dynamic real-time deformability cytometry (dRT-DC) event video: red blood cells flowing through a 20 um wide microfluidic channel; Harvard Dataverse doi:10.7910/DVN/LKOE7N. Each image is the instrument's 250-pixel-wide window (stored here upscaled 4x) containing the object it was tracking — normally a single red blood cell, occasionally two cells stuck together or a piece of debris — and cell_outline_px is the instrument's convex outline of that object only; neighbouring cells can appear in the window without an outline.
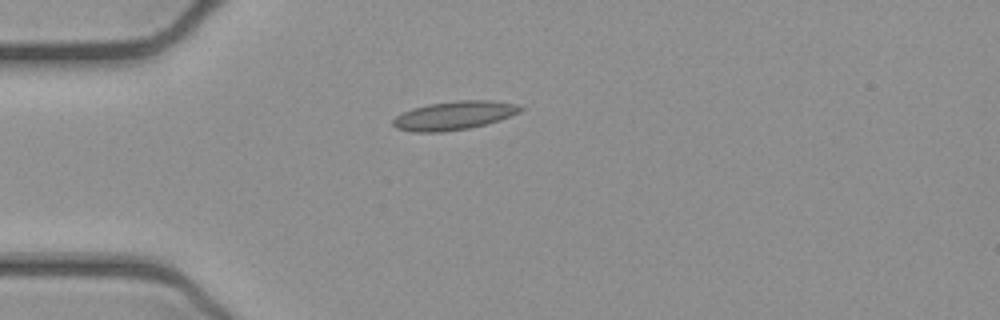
{"species": "common noctule bat (a hibernating species)", "species_latin": "Nyctalus noctula", "temperature_condition": "cold", "stored_images_in_passage": 40, "camera_frame_rate_fps": 3000, "um_per_image_px": 0.085, "animal": {"sex": "female", "body_mass_g": 21.9}, "frame": {"image": 1, "passage_image": 1, "time_ms": 0.0, "image_size_px": [1000, 320], "cell_outline_px": [[524, 108], [520, 112], [500, 120], [468, 128], [444, 132], [412, 132], [396, 128], [392, 124], [392, 120], [396, 116], [412, 108], [428, 104], [460, 100], [488, 100], [516, 104]], "centroid_in_image_um": [38.58, 9.82], "position_along_channel_um": 46.4, "area_um2": 21.15}}
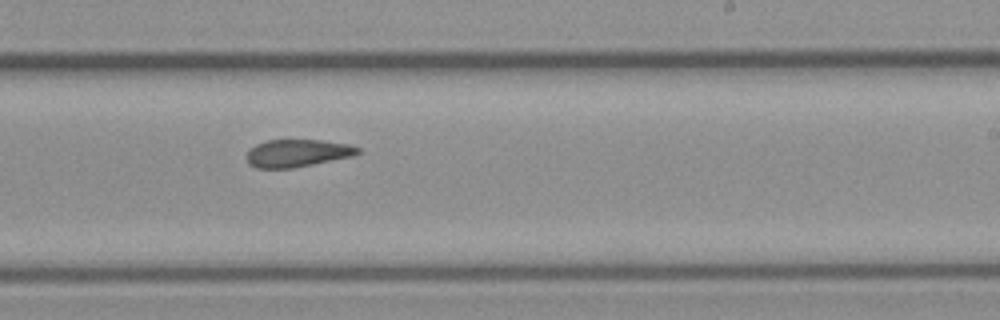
{"frame": {"image": 2, "passage_image": 19, "time_ms": 6.0, "image_size_px": [1000, 320], "cell_outline_px": [[360, 152], [352, 156], [292, 168], [256, 168], [248, 164], [248, 152], [256, 144], [268, 140], [320, 140], [348, 144], [360, 148]], "centroid_in_image_um": [25.27, 13.01], "position_along_channel_um": 263.7, "area_um2": 17.57}}
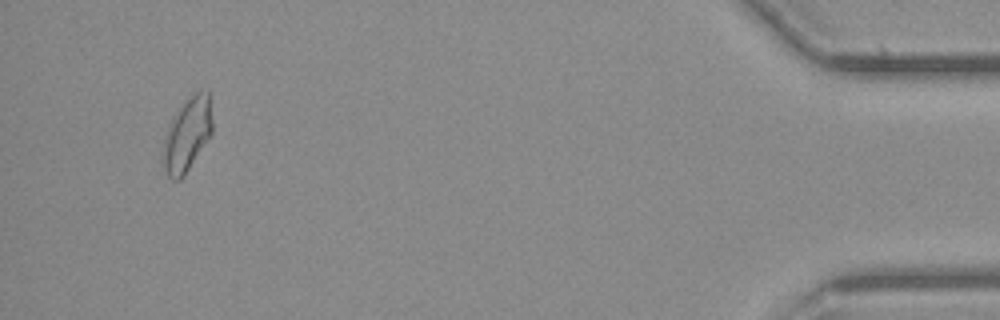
{"frame": {"image": 3, "passage_image": 37, "time_ms": 12.0, "image_size_px": [1000, 320], "cell_outline_px": [[212, 132], [184, 176], [180, 180], [172, 180], [168, 176], [164, 168], [164, 136], [168, 124], [180, 104], [192, 92], [200, 88], [208, 88], [212, 120]], "centroid_in_image_um": [15.92, 11.34], "position_along_channel_um": 419.3, "area_um2": 21.39}, "authors_computed_cell_mechanics": {"area_um2": 19.0162, "velocity_mm_per_s": 3.8993, "shape_relaxation_time_tau1_ms": null, "shape_relaxation_time_tau2_ms": 3.549, "deformation_change_tau1": null, "deformation_change_tau2": 0.0889}}